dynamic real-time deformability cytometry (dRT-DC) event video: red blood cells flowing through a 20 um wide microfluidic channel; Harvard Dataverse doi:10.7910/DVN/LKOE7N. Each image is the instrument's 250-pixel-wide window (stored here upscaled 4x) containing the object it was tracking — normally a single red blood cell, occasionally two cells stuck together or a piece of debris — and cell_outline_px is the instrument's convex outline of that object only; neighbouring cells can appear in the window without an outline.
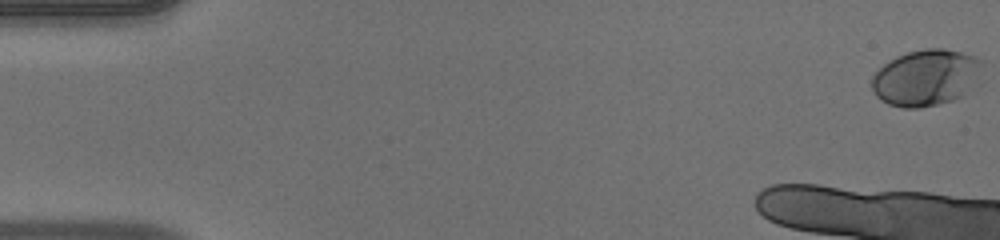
{"species": "human", "species_latin": "Homo sapiens", "temperature_condition": "warm", "stored_images_in_passage": 15, "camera_frame_rate_fps": 3000, "um_per_image_px": 0.085, "donor": {"sex": "male"}, "frame": {"image": 1, "passage_image": 1, "time_ms": 0.0, "image_size_px": [1000, 240], "cell_outline_px": [[980, 64], [964, 96], [952, 100], [920, 108], [904, 108], [888, 104], [880, 100], [876, 96], [872, 88], [872, 76], [884, 64], [896, 56], [908, 52], [924, 48], [944, 48], [976, 56], [980, 60]], "centroid_in_image_um": [78.61, 6.6], "position_along_channel_um": 6.4, "area_um2": 35.55}}